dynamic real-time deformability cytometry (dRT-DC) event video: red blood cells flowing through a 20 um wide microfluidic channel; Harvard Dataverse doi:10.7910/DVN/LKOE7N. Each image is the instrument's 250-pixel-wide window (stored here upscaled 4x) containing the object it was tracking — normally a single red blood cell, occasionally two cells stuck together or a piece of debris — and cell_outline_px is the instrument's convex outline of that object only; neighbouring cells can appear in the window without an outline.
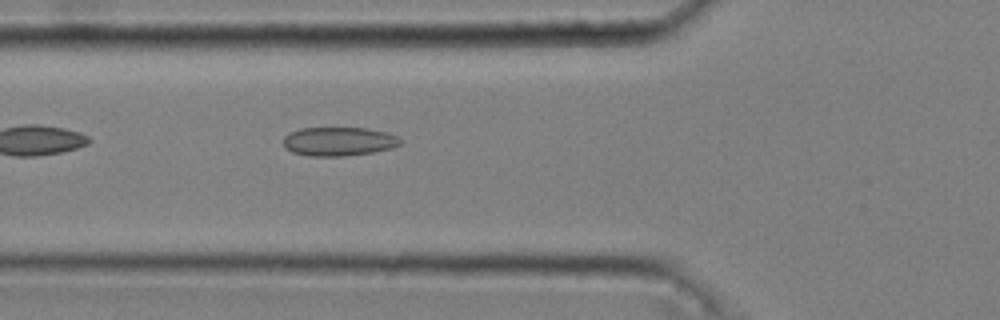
{"species": "common noctule bat (a hibernating species)", "species_latin": "Nyctalus noctula", "temperature_condition": "cold", "stored_images_in_passage": 34, "camera_frame_rate_fps": 3000, "um_per_image_px": 0.085, "animal": {"sex": "male", "body_mass_g": 20.4}, "frame": {"image": 1, "passage_image": 4, "time_ms": 1.0, "image_size_px": [1000, 320], "cell_outline_px": [[400, 144], [392, 148], [372, 152], [348, 156], [308, 156], [292, 152], [284, 148], [284, 136], [288, 132], [300, 128], [368, 128], [388, 132], [396, 136], [400, 140]], "centroid_in_image_um": [28.76, 12.02], "position_along_channel_um": 97.0, "area_um2": 19.83}}
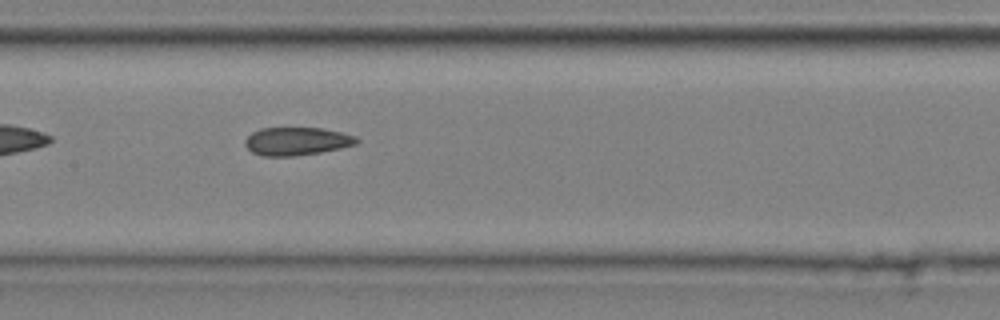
{"frame": {"image": 2, "passage_image": 11, "time_ms": 3.333, "image_size_px": [1000, 320], "cell_outline_px": [[360, 140], [356, 144], [340, 148], [320, 152], [296, 156], [264, 156], [252, 152], [244, 144], [244, 140], [252, 132], [260, 128], [324, 128], [356, 136]], "centroid_in_image_um": [25.22, 12.0], "position_along_channel_um": 182.2, "area_um2": 18.26}}
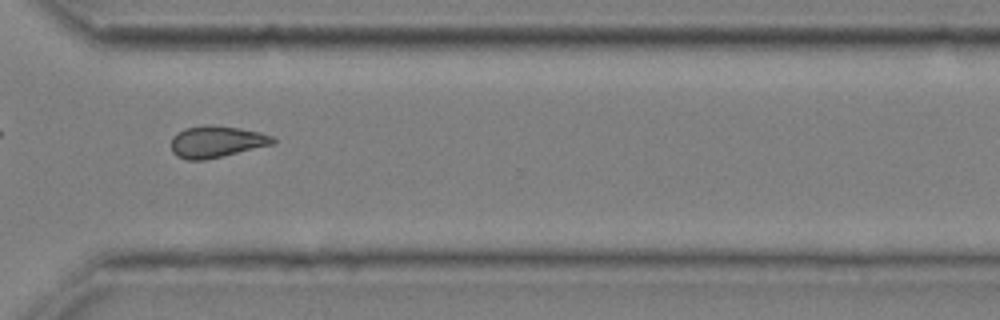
{"frame": {"image": 3, "passage_image": 25, "time_ms": 8.0, "image_size_px": [1000, 320], "cell_outline_px": [[276, 144], [204, 160], [188, 160], [176, 156], [172, 152], [172, 136], [184, 128], [204, 124], [212, 124], [240, 128], [260, 132], [272, 136], [276, 140]], "centroid_in_image_um": [18.41, 12.03], "position_along_channel_um": 352.2, "area_um2": 19.02}, "authors_computed_cell_mechanics": {"area_um2": 18.5249, "velocity_mm_per_s": 3.6357, "shape_relaxation_time_tau1_ms": null, "shape_relaxation_time_tau2_ms": 3.6653, "deformation_change_tau1": null, "deformation_change_tau2": 0.1035}}